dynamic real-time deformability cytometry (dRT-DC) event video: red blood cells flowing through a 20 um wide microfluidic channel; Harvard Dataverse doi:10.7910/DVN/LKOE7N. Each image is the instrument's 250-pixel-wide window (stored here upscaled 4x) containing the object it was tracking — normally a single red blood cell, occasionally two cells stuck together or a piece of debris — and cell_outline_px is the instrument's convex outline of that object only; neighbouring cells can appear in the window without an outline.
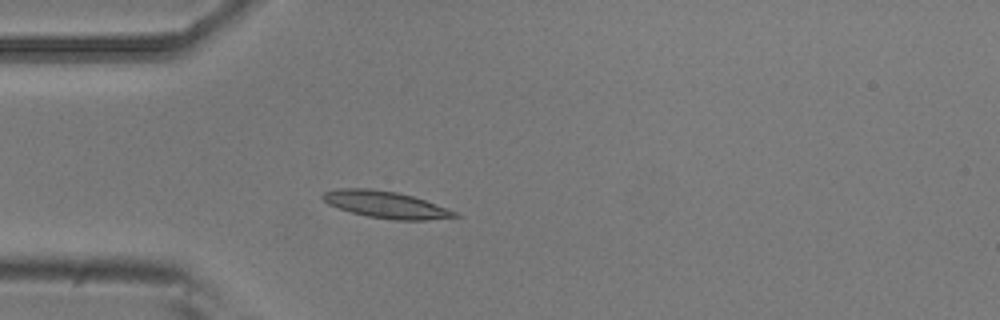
{"species": "common noctule bat (a hibernating species)", "species_latin": "Nyctalus noctula", "temperature_condition": "room temperature", "stored_images_in_passage": 4, "camera_frame_rate_fps": 3000, "um_per_image_px": 0.085, "animal": {"sex": "male", "body_mass_g": 20.5, "forearm_length_mm": 52.5}, "frame": {"image": 1, "passage_image": 3, "time_ms": 0.667, "image_size_px": [1000, 320], "cell_outline_px": [[460, 216], [428, 220], [396, 220], [368, 216], [352, 212], [328, 204], [320, 196], [324, 192], [336, 188], [368, 188], [396, 192], [412, 196], [448, 208], [456, 212]], "centroid_in_image_um": [32.78, 17.38], "position_along_channel_um": 52.2, "area_um2": 20.46}}